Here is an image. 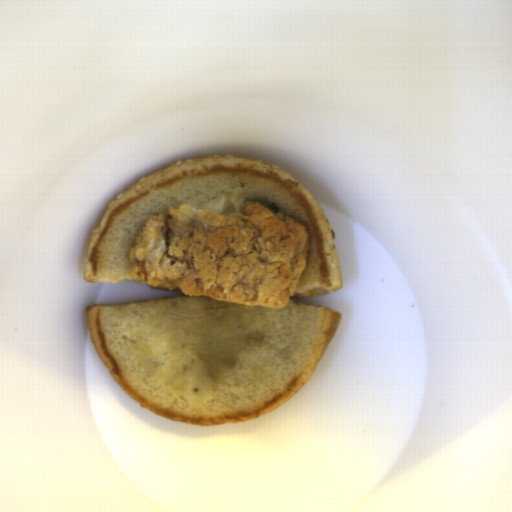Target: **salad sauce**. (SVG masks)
I'll return each mask as SVG.
<instances>
[{"instance_id": "11859cd6", "label": "salad sauce", "mask_w": 512, "mask_h": 512, "mask_svg": "<svg viewBox=\"0 0 512 512\" xmlns=\"http://www.w3.org/2000/svg\"><path fill=\"white\" fill-rule=\"evenodd\" d=\"M243 196L236 194L219 195L215 200L205 202L197 209L225 215L239 212L242 206Z\"/></svg>"}]
</instances>
